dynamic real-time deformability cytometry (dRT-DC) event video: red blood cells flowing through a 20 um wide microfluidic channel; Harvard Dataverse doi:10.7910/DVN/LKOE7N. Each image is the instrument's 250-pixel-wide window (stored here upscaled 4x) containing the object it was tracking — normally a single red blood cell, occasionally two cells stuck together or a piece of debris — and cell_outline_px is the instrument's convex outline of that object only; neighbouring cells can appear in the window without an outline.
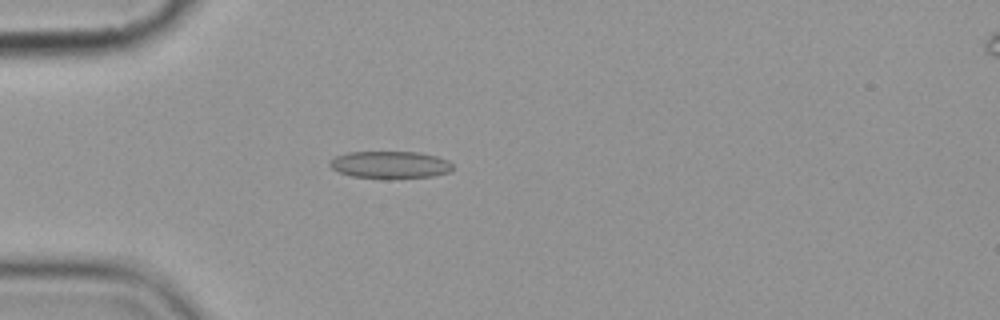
{"species": "common noctule bat (a hibernating species)", "species_latin": "Nyctalus noctula", "temperature_condition": "cold", "stored_images_in_passage": 4, "camera_frame_rate_fps": 3000, "um_per_image_px": 0.085, "animal": {"sex": "female", "body_mass_g": 19.9}, "frame": {"image": 1, "passage_image": 3, "time_ms": 2.333, "image_size_px": [1000, 320], "cell_outline_px": [[452, 168], [448, 172], [432, 176], [352, 176], [340, 172], [332, 168], [328, 164], [336, 156], [348, 152], [420, 152], [436, 156], [448, 160], [452, 164]], "centroid_in_image_um": [33.16, 13.96], "position_along_channel_um": 51.8, "area_um2": 18.61}}